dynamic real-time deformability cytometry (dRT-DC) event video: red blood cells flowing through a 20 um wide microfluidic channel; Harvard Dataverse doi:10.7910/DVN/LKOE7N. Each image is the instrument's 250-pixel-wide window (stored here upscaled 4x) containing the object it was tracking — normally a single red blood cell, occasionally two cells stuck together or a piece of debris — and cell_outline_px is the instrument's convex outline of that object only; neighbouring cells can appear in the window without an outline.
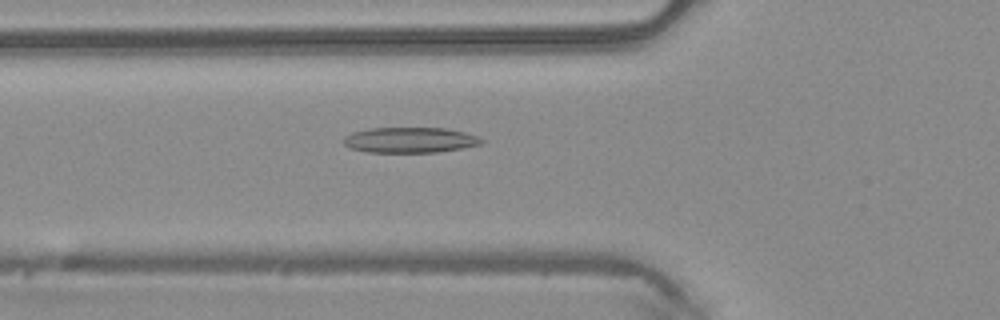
{"species": "common noctule bat (a hibernating species)", "species_latin": "Nyctalus noctula", "temperature_condition": "warm", "stored_images_in_passage": 48, "camera_frame_rate_fps": 3000, "um_per_image_px": 0.085, "animal": {"sex": "male", "body_mass_g": 20.4}, "frame": {"image": 1, "passage_image": 18, "time_ms": 5.667, "image_size_px": [1000, 320], "cell_outline_px": [[484, 140], [480, 144], [464, 148], [436, 152], [368, 152], [348, 148], [344, 144], [344, 136], [352, 132], [368, 128], [444, 128], [464, 132], [476, 136]], "centroid_in_image_um": [34.81, 11.9], "position_along_channel_um": 91.0, "area_um2": 20.46}}
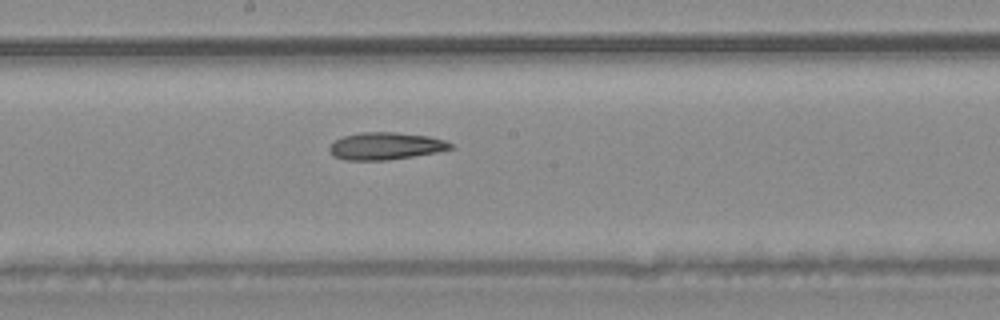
{"frame": {"image": 2, "passage_image": 27, "time_ms": 8.667, "image_size_px": [1000, 320], "cell_outline_px": [[452, 148], [436, 152], [388, 160], [344, 160], [332, 156], [328, 148], [336, 140], [344, 136], [360, 132], [396, 132], [428, 136], [444, 140], [452, 144]], "centroid_in_image_um": [32.74, 12.41], "position_along_channel_um": 215.5, "area_um2": 19.13}}
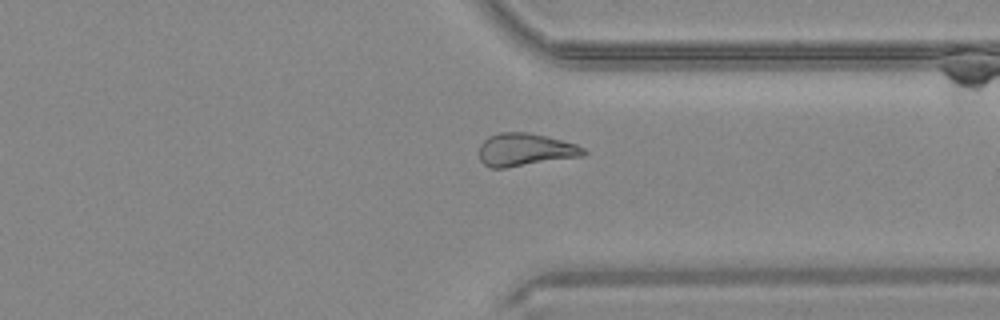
{"frame": {"image": 3, "passage_image": 38, "time_ms": 12.333, "image_size_px": [1000, 320], "cell_outline_px": [[588, 152], [584, 156], [504, 168], [488, 168], [480, 160], [480, 144], [488, 136], [500, 132], [528, 132], [576, 144], [584, 148]], "centroid_in_image_um": [44.63, 12.73], "position_along_channel_um": 366.8, "area_um2": 19.94}, "authors_computed_cell_mechanics": {"area_um2": 20.519, "velocity_mm_per_s": 4.1236, "shape_relaxation_time_tau1_ms": 8.9802, "shape_relaxation_time_tau2_ms": 10.3019, "deformation_change_tau1": 0.1697, "deformation_change_tau2": 0.22}}